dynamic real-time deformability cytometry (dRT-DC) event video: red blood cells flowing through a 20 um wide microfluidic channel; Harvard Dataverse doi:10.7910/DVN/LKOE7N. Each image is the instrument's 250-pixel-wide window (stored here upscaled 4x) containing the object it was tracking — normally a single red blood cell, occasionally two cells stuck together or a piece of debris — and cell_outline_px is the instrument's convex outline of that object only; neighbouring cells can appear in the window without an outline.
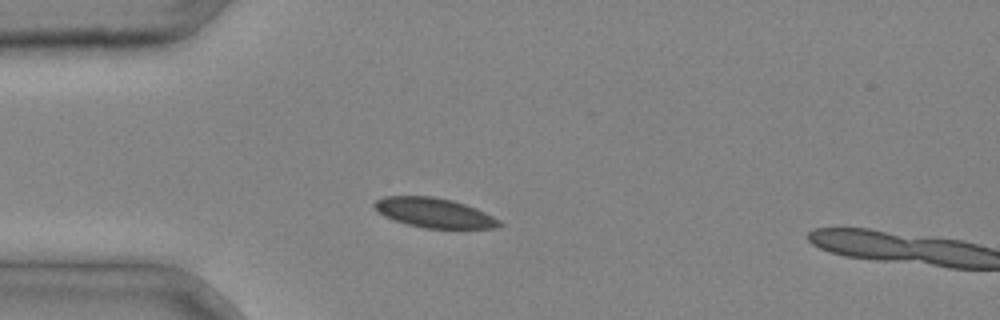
{"species": "common noctule bat (a hibernating species)", "species_latin": "Nyctalus noctula", "temperature_condition": "cold", "stored_images_in_passage": 4, "camera_frame_rate_fps": 3000, "um_per_image_px": 0.085, "animal": {"sex": "male", "body_mass_g": 20.4}, "frame": {"image": 1, "passage_image": 3, "time_ms": 0.667, "image_size_px": [1000, 320], "cell_outline_px": [[504, 224], [496, 228], [424, 228], [408, 224], [384, 216], [372, 204], [376, 200], [384, 196], [436, 196], [452, 200], [476, 208], [500, 220]], "centroid_in_image_um": [36.92, 18.08], "position_along_channel_um": 48.1, "area_um2": 21.44}}